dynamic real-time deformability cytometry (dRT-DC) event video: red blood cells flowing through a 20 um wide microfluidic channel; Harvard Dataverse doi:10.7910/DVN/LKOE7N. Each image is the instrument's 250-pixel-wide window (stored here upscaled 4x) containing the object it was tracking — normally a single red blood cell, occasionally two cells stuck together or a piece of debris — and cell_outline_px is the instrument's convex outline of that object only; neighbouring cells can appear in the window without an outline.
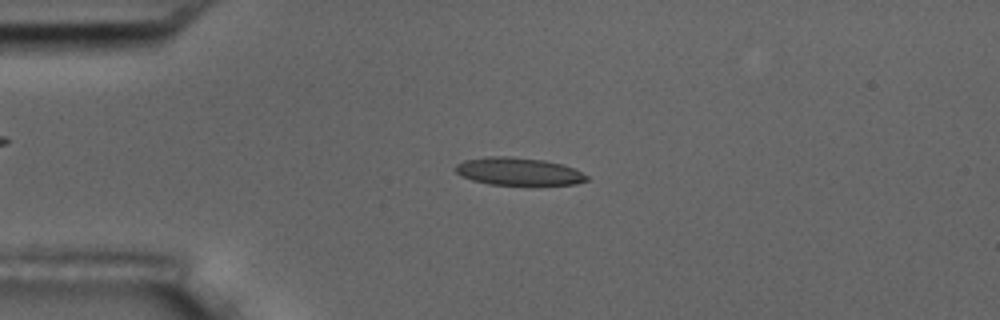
{"species": "common noctule bat (a hibernating species)", "species_latin": "Nyctalus noctula", "temperature_condition": "room temperature", "stored_images_in_passage": 19, "camera_frame_rate_fps": 3000, "um_per_image_px": 0.085, "animal": {"sex": "male", "body_mass_g": 17.5, "forearm_length_mm": 52.3}, "frame": {"image": 1, "passage_image": 13, "time_ms": 4.0, "image_size_px": [1000, 320], "cell_outline_px": [[588, 180], [576, 184], [532, 188], [488, 184], [472, 180], [456, 172], [452, 168], [456, 164], [464, 160], [488, 156], [512, 156], [544, 160], [564, 164], [588, 176]], "centroid_in_image_um": [44.1, 14.62], "position_along_channel_um": 40.9, "area_um2": 22.31}}